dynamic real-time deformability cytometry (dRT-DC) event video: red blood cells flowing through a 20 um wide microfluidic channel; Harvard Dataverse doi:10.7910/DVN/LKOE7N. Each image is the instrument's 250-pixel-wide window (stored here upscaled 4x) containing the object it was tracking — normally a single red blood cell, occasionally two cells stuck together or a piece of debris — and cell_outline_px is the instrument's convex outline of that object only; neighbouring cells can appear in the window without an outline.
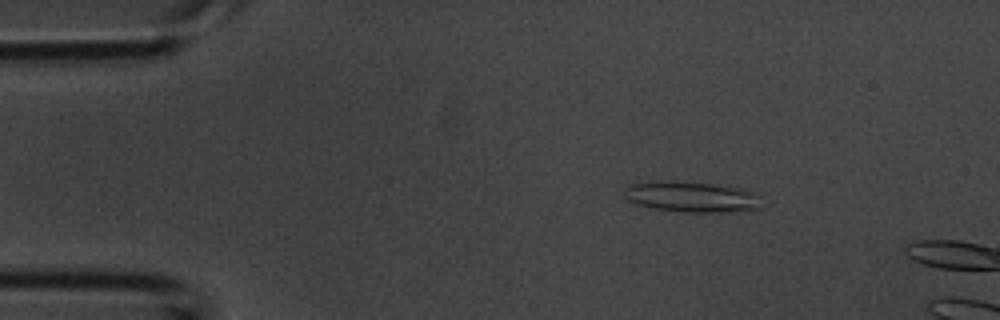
{"species": "common noctule bat (a hibernating species)", "species_latin": "Nyctalus noctula", "temperature_condition": "room temperature", "stored_images_in_passage": 9, "camera_frame_rate_fps": 3000, "um_per_image_px": 0.085, "animal": {"sex": "male", "body_mass_g": 20.1, "forearm_length_mm": 53.5}, "frame": {"image": 1, "passage_image": 7, "time_ms": 2.0, "image_size_px": [1000, 320], "cell_outline_px": [[760, 208], [712, 212], [684, 212], [656, 208], [640, 204], [628, 200], [624, 196], [624, 188], [628, 184], [712, 184], [740, 188], [756, 192]], "centroid_in_image_um": [58.82, 16.77], "position_along_channel_um": 26.2, "area_um2": 22.83}}